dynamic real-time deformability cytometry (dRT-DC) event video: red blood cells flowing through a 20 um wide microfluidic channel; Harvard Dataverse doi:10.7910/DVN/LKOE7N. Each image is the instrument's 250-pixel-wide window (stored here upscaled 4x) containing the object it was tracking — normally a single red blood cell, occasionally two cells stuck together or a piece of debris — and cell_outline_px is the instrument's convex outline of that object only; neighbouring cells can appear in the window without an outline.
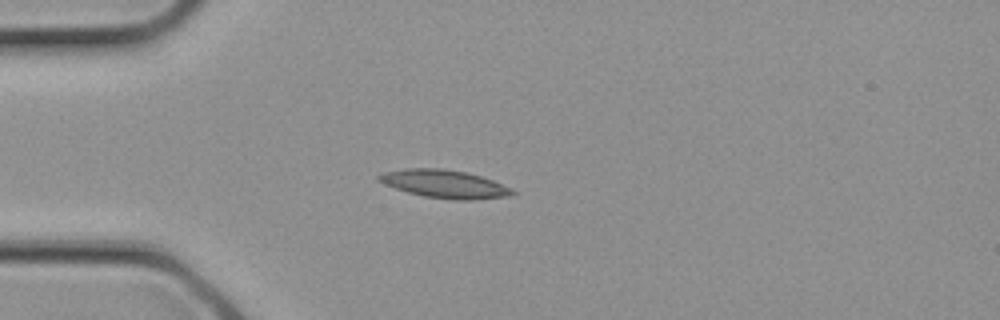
{"species": "common noctule bat (a hibernating species)", "species_latin": "Nyctalus noctula", "temperature_condition": "cold", "stored_images_in_passage": 3, "camera_frame_rate_fps": 3000, "um_per_image_px": 0.085, "animal": {"sex": "female", "body_mass_g": 21.9}, "frame": {"image": 1, "passage_image": 3, "time_ms": 0.667, "image_size_px": [1000, 320], "cell_outline_px": [[516, 192], [512, 196], [472, 200], [452, 200], [424, 196], [408, 192], [384, 184], [376, 180], [376, 176], [384, 172], [404, 168], [440, 168], [468, 172], [492, 180], [512, 188]], "centroid_in_image_um": [37.79, 15.64], "position_along_channel_um": 47.2, "area_um2": 22.02}}